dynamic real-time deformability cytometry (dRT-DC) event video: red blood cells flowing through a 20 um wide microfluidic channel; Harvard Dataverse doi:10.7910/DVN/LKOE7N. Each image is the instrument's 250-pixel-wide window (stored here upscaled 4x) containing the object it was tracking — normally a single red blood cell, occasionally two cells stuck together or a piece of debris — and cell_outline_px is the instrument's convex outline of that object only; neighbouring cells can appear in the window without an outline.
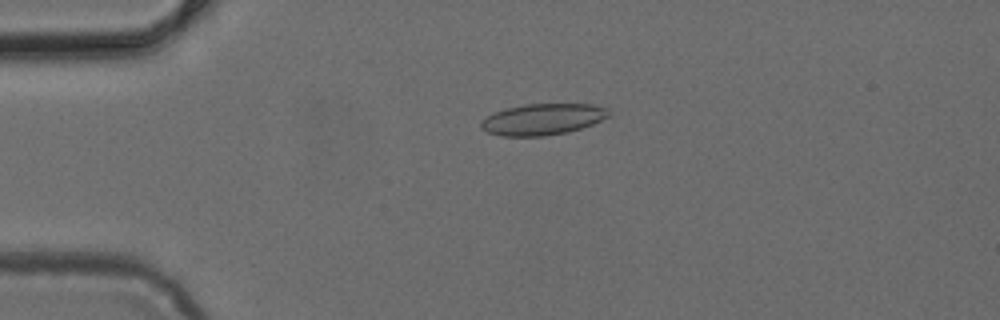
{"species": "common noctule bat (a hibernating species)", "species_latin": "Nyctalus noctula", "temperature_condition": "cold", "stored_images_in_passage": 49, "camera_frame_rate_fps": 3000, "um_per_image_px": 0.085, "animal": {"sex": "female", "body_mass_g": 24.6, "forearm_length_mm": 56.2}, "frame": {"image": 1, "passage_image": 11, "time_ms": 3.333, "image_size_px": [1000, 320], "cell_outline_px": [[608, 116], [592, 124], [568, 132], [544, 136], [500, 136], [488, 132], [480, 128], [480, 120], [504, 108], [524, 104], [592, 104], [608, 108]], "centroid_in_image_um": [46.08, 10.14], "position_along_channel_um": 38.9, "area_um2": 23.24}}
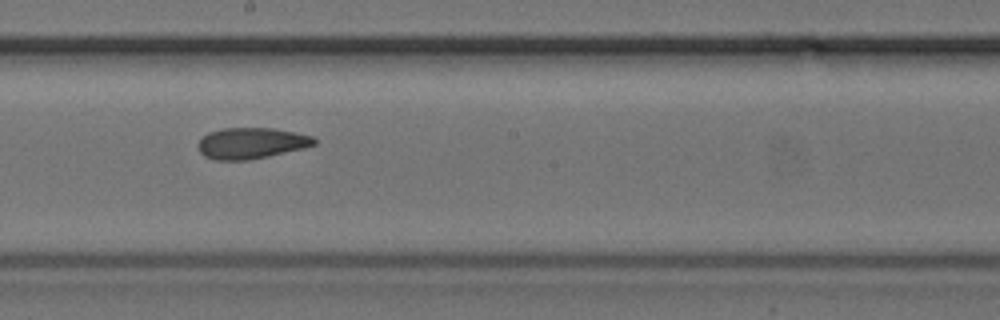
{"frame": {"image": 2, "passage_image": 27, "time_ms": 8.667, "image_size_px": [1000, 320], "cell_outline_px": [[316, 144], [304, 148], [268, 156], [248, 160], [212, 160], [204, 156], [200, 152], [196, 144], [208, 132], [224, 128], [272, 128], [312, 136], [316, 140]], "centroid_in_image_um": [21.32, 12.18], "position_along_channel_um": 226.9, "area_um2": 20.98}}
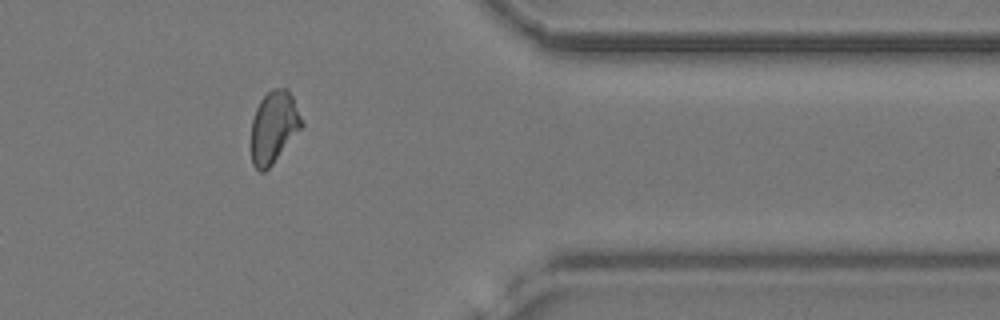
{"frame": {"image": 3, "passage_image": 40, "time_ms": 13.0, "image_size_px": [1000, 320], "cell_outline_px": [[304, 124], [272, 164], [264, 172], [260, 172], [252, 164], [252, 120], [256, 108], [260, 100], [272, 88], [288, 88], [292, 96]], "centroid_in_image_um": [23.27, 10.78], "position_along_channel_um": 388.1, "area_um2": 20.87}}